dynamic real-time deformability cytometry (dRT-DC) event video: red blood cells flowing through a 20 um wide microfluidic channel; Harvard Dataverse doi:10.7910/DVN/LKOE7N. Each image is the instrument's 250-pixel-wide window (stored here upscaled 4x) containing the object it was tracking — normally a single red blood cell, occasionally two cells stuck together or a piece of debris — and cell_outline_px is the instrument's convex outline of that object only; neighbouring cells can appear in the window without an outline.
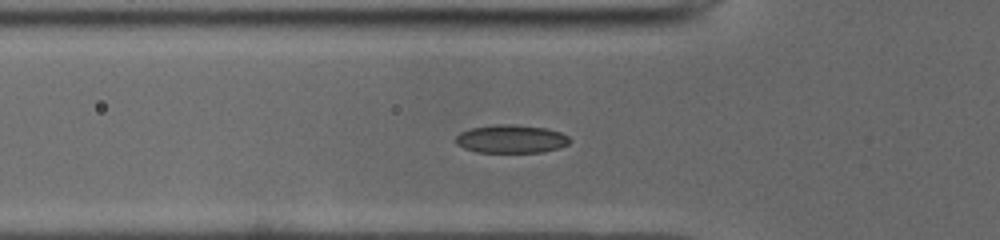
{"species": "common noctule bat (a hibernating species)", "species_latin": "Nyctalus noctula", "temperature_condition": "cold", "stored_images_in_passage": 51, "camera_frame_rate_fps": 3000, "um_per_image_px": 0.085, "animal": {"sex": "male", "body_mass_g": 19.0, "forearm_length_mm": 50.8}, "frame": {"image": 1, "passage_image": 16, "time_ms": 5.0, "image_size_px": [1000, 240], "cell_outline_px": [[572, 140], [568, 144], [560, 148], [544, 152], [476, 152], [464, 148], [456, 144], [456, 136], [460, 132], [472, 128], [496, 124], [512, 124], [544, 128], [560, 132], [568, 136]], "centroid_in_image_um": [43.46, 11.81], "position_along_channel_um": 82.3, "area_um2": 18.79}}
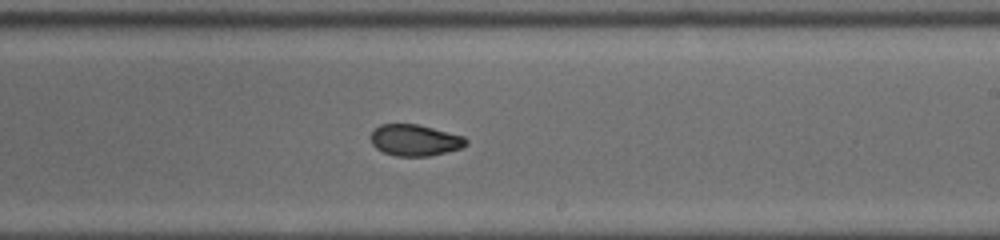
{"frame": {"image": 2, "passage_image": 29, "time_ms": 9.333, "image_size_px": [1000, 240], "cell_outline_px": [[468, 144], [460, 148], [428, 156], [396, 156], [384, 152], [376, 148], [372, 144], [368, 136], [372, 128], [380, 124], [416, 124], [464, 136], [468, 140]], "centroid_in_image_um": [35.2, 11.9], "position_along_channel_um": 253.8, "area_um2": 17.51}}
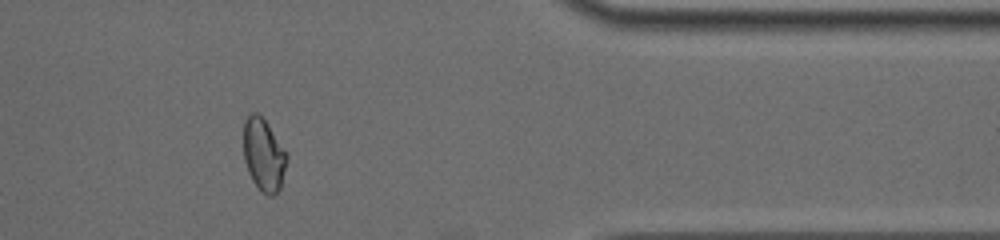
{"frame": {"image": 3, "passage_image": 41, "time_ms": 13.333, "image_size_px": [1000, 240], "cell_outline_px": [[288, 160], [280, 188], [272, 196], [268, 196], [260, 192], [252, 180], [248, 172], [244, 160], [244, 120], [252, 112], [256, 112], [268, 124], [288, 152]], "centroid_in_image_um": [22.43, 13.18], "position_along_channel_um": 389.0, "area_um2": 18.55}, "authors_computed_cell_mechanics": {"area_um2": 18.2648, "velocity_mm_per_s": 3.9501, "shape_relaxation_time_tau1_ms": 4.3778, "shape_relaxation_time_tau2_ms": 2.0285, "deformation_change_tau1": 0.1625, "deformation_change_tau2": 0.0562}}